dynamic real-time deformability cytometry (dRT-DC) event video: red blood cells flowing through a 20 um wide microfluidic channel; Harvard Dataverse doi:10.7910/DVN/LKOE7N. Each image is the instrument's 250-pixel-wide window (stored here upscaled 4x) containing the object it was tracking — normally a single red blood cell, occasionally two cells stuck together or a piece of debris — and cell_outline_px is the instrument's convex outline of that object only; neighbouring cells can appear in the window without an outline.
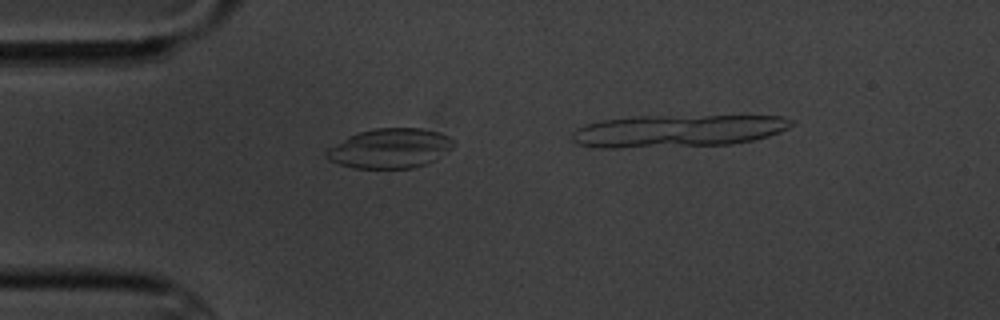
{"species": "common noctule bat (a hibernating species)", "species_latin": "Nyctalus noctula", "temperature_condition": "cold", "stored_images_in_passage": 4, "camera_frame_rate_fps": 3000, "um_per_image_px": 0.085, "animal": {"sex": "male", "body_mass_g": 20.1, "forearm_length_mm": 53.5}, "frame": {"image": 1, "passage_image": 2, "time_ms": 1.333, "image_size_px": [1000, 320], "cell_outline_px": [[456, 144], [452, 148], [432, 160], [424, 164], [412, 168], [352, 168], [328, 160], [324, 156], [324, 152], [328, 148], [348, 136], [360, 132], [376, 128], [420, 128], [440, 132], [448, 136]], "centroid_in_image_um": [33.11, 12.6], "position_along_channel_um": 51.9, "area_um2": 29.25}}